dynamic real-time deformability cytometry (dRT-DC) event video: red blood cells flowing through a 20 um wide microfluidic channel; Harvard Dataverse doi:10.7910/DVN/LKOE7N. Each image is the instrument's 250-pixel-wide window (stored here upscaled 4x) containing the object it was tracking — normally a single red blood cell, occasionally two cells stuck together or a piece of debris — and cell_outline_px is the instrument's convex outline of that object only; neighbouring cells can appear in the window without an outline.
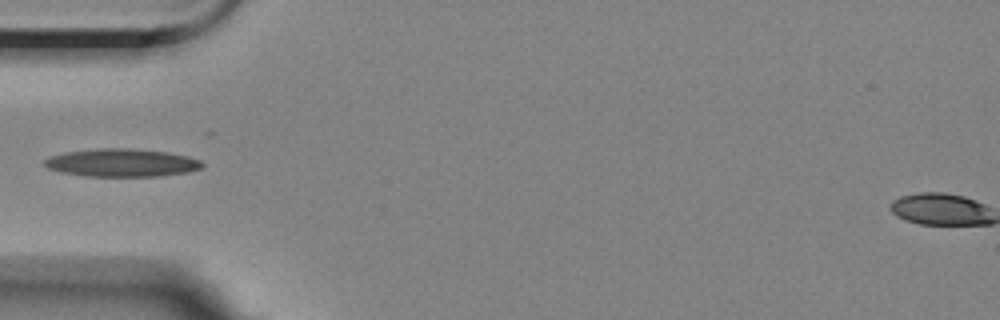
{"species": "Egyptian fruit bat (a non-hibernating species)", "species_latin": "Rousettus aegyptiacus", "temperature_condition": "room temperature", "stored_images_in_passage": 3, "camera_frame_rate_fps": 3000, "um_per_image_px": 0.085, "animal": {"sex": "female"}, "frame": {"image": 1, "passage_image": 2, "time_ms": 2.0, "image_size_px": [1000, 320], "cell_outline_px": [[204, 164], [200, 168], [188, 172], [160, 176], [88, 176], [60, 172], [48, 168], [44, 164], [44, 160], [52, 156], [68, 152], [100, 148], [132, 148], [168, 152], [188, 156], [200, 160]], "centroid_in_image_um": [10.38, 13.83], "position_along_channel_um": 74.6, "area_um2": 25.55}}